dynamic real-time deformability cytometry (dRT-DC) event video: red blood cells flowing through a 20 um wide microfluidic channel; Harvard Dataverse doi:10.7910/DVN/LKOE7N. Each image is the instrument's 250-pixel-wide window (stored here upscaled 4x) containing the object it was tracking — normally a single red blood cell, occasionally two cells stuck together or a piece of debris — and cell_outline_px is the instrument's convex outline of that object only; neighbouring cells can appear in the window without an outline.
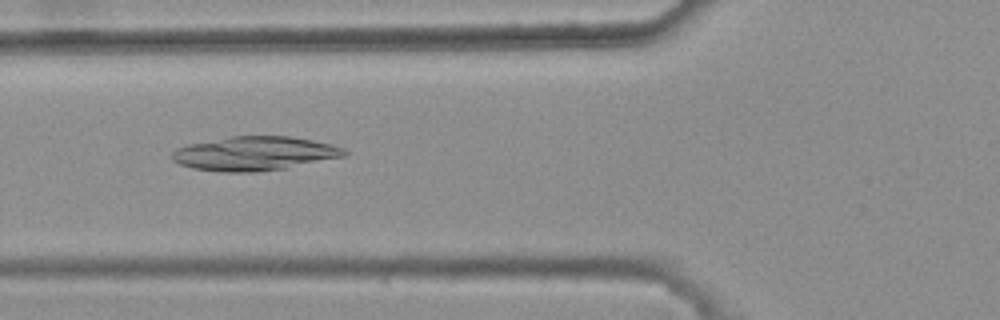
{"species": "common noctule bat (a hibernating species)", "species_latin": "Nyctalus noctula", "temperature_condition": "warm", "stored_images_in_passage": 29, "camera_frame_rate_fps": 3000, "um_per_image_px": 0.085, "animal": {"sex": "female", "body_mass_g": 25.1}, "frame": {"image": 1, "passage_image": 11, "time_ms": 3.333, "image_size_px": [1000, 320], "cell_outline_px": [[348, 156], [288, 168], [256, 172], [220, 172], [192, 168], [180, 164], [172, 160], [172, 152], [176, 148], [188, 144], [232, 136], [292, 136], [332, 144], [344, 148], [348, 152]], "centroid_in_image_um": [21.68, 13.05], "position_along_channel_um": 104.1, "area_um2": 34.51}}